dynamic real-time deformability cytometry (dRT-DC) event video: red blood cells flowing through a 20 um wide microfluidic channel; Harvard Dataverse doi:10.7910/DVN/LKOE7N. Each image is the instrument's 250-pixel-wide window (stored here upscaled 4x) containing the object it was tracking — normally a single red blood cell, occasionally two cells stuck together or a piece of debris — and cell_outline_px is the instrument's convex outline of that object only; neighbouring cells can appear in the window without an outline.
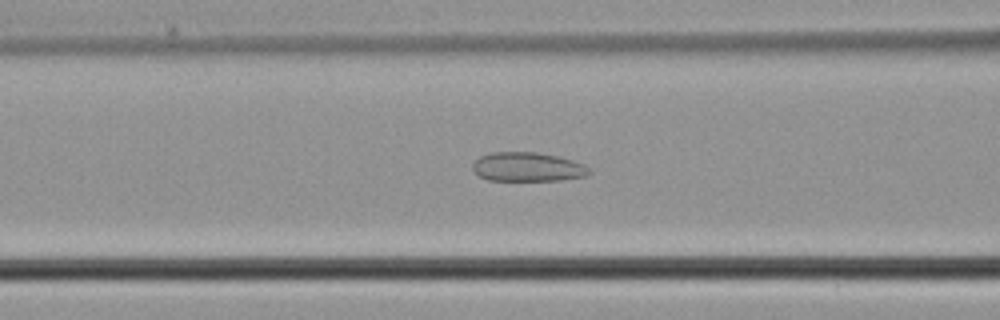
{"species": "common noctule bat (a hibernating species)", "species_latin": "Nyctalus noctula", "temperature_condition": "cold", "stored_images_in_passage": 41, "camera_frame_rate_fps": 3000, "um_per_image_px": 0.085, "animal": {"sex": "male", "body_mass_g": 21.5, "forearm_length_mm": 52.0}, "frame": {"image": 1, "passage_image": 21, "time_ms": 6.667, "image_size_px": [1000, 320], "cell_outline_px": [[592, 172], [588, 176], [560, 180], [488, 180], [480, 176], [472, 168], [472, 164], [480, 156], [492, 152], [536, 152], [560, 156], [584, 164], [592, 168]], "centroid_in_image_um": [44.91, 14.18], "position_along_channel_um": 121.7, "area_um2": 19.94}}
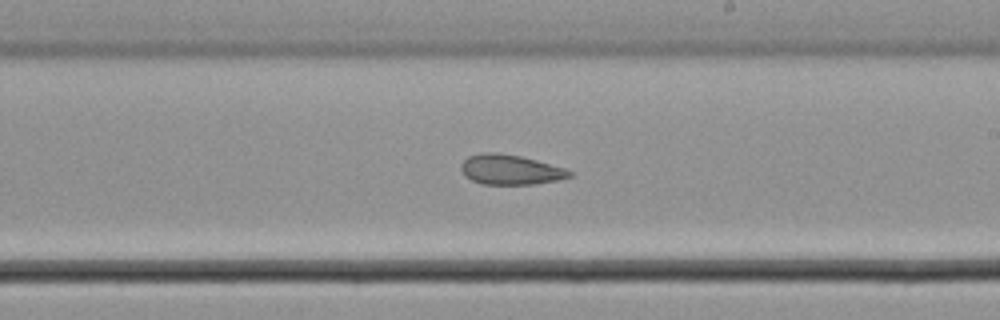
{"frame": {"image": 2, "passage_image": 30, "time_ms": 9.667, "image_size_px": [1000, 320], "cell_outline_px": [[572, 176], [560, 180], [536, 184], [484, 184], [472, 180], [464, 176], [460, 168], [460, 164], [468, 156], [480, 152], [496, 152], [520, 156], [568, 168], [572, 172]], "centroid_in_image_um": [43.4, 14.42], "position_along_channel_um": 245.6, "area_um2": 19.19}}
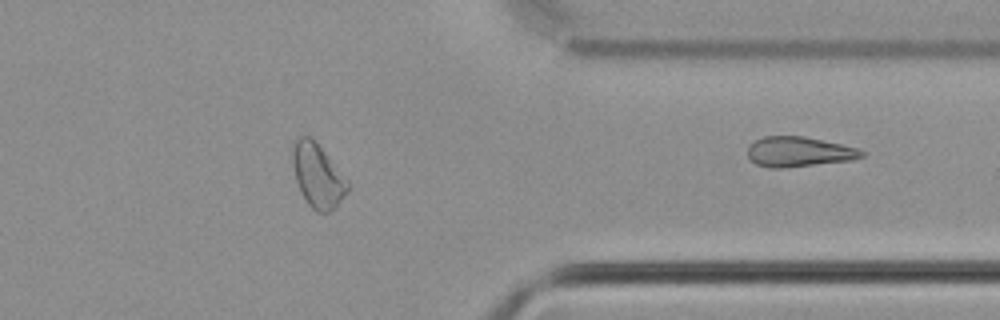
{"frame": {"image": 3, "passage_image": 41, "time_ms": 13.333, "image_size_px": [1000, 320], "cell_outline_px": [[864, 156], [852, 160], [784, 168], [768, 168], [756, 164], [748, 156], [748, 144], [764, 136], [804, 136], [840, 144], [856, 148], [864, 152]], "centroid_in_image_um": [67.87, 12.9], "position_along_channel_um": 343.5, "area_um2": 19.88}}